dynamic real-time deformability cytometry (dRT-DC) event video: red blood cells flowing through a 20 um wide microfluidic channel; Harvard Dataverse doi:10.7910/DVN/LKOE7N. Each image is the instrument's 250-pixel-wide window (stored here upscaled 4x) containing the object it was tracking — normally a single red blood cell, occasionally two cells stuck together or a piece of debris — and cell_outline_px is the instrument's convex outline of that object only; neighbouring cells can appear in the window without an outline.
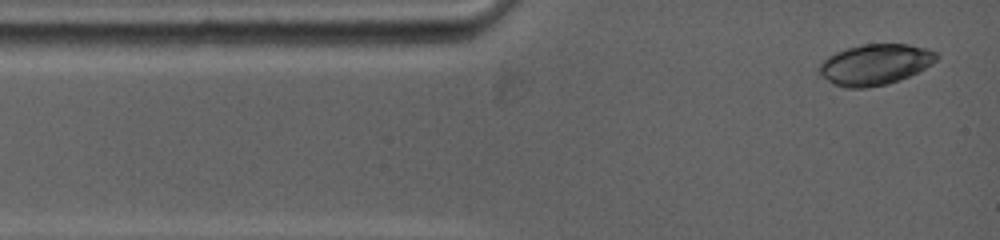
{"species": "common noctule bat (a hibernating species)", "species_latin": "Nyctalus noctula", "temperature_condition": "warm", "stored_images_in_passage": 3, "camera_frame_rate_fps": 5000, "um_per_image_px": 0.085, "animal": {"sex": "female", "body_mass_g": 19.0, "forearm_length_mm": 53.3}, "frame": {"image": 1, "passage_image": 1, "time_ms": 0.0, "image_size_px": [1000, 240], "cell_outline_px": [[940, 56], [932, 64], [900, 80], [888, 84], [868, 88], [844, 88], [832, 84], [820, 76], [816, 72], [816, 68], [828, 56], [836, 52], [848, 48], [864, 44], [908, 44], [924, 48], [936, 52]], "centroid_in_image_um": [74.33, 5.5], "position_along_channel_um": 10.7, "area_um2": 28.09}}
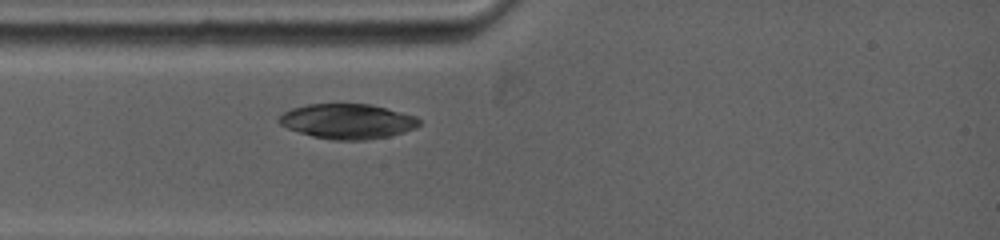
{"frame": {"image": 2, "passage_image": 3, "time_ms": 2.2, "image_size_px": [1000, 240], "cell_outline_px": [[420, 124], [416, 128], [404, 132], [388, 136], [364, 140], [332, 140], [312, 136], [288, 128], [280, 124], [280, 116], [284, 112], [292, 108], [308, 104], [368, 104], [416, 116], [420, 120]], "centroid_in_image_um": [29.55, 10.32], "position_along_channel_um": 55.4, "area_um2": 28.26}}